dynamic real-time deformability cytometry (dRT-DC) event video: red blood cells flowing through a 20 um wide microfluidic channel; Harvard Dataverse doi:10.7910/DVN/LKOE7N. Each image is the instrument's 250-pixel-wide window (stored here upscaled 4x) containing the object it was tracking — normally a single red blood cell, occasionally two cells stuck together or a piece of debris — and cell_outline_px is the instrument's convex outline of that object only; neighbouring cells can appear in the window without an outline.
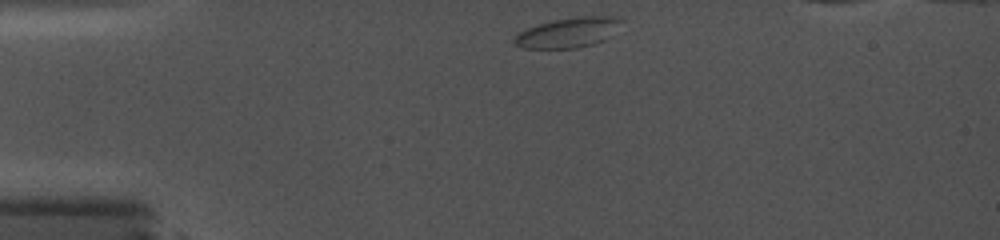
{"species": "common noctule bat (a hibernating species)", "species_latin": "Nyctalus noctula", "temperature_condition": "cold", "stored_images_in_passage": 30, "camera_frame_rate_fps": 5000, "um_per_image_px": 0.085, "animal": {"sex": "female", "body_mass_g": 19.0, "forearm_length_mm": 56.7}, "frame": {"image": 1, "passage_image": 1, "time_ms": 0.0, "image_size_px": [1000, 240], "cell_outline_px": [[624, 20], [612, 36], [604, 40], [592, 44], [576, 48], [524, 48], [516, 44], [512, 40], [516, 32], [552, 20], [580, 16], [612, 16]], "centroid_in_image_um": [48.31, 2.76], "position_along_channel_um": 36.7, "area_um2": 18.79}}
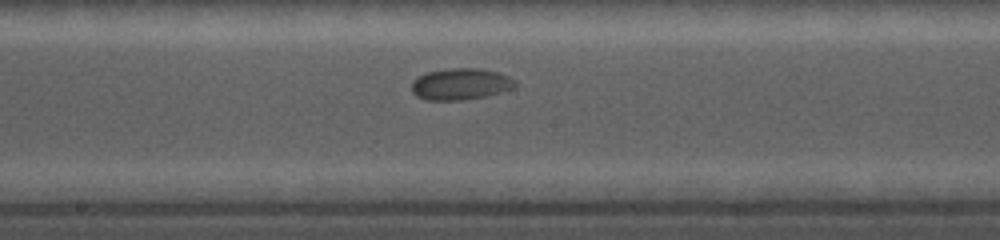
{"frame": {"image": 2, "passage_image": 15, "time_ms": 6.0, "image_size_px": [1000, 240], "cell_outline_px": [[516, 84], [512, 88], [488, 96], [464, 100], [428, 100], [416, 96], [412, 92], [412, 80], [428, 72], [448, 68], [480, 68], [496, 72], [508, 76], [516, 80]], "centroid_in_image_um": [39.15, 7.15], "position_along_channel_um": 209.1, "area_um2": 19.02}}
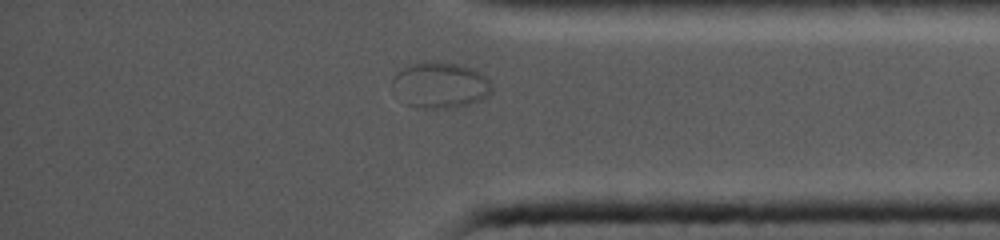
{"frame": {"image": 3, "passage_image": 26, "time_ms": 11.2, "image_size_px": [1000, 240], "cell_outline_px": [[492, 92], [488, 96], [480, 100], [468, 104], [448, 108], [420, 108], [404, 104], [392, 84], [392, 80], [396, 72], [412, 64], [424, 60], [432, 60], [456, 64], [472, 68], [480, 72], [492, 84]], "centroid_in_image_um": [37.42, 7.22], "position_along_channel_um": 397.8, "area_um2": 26.7}}